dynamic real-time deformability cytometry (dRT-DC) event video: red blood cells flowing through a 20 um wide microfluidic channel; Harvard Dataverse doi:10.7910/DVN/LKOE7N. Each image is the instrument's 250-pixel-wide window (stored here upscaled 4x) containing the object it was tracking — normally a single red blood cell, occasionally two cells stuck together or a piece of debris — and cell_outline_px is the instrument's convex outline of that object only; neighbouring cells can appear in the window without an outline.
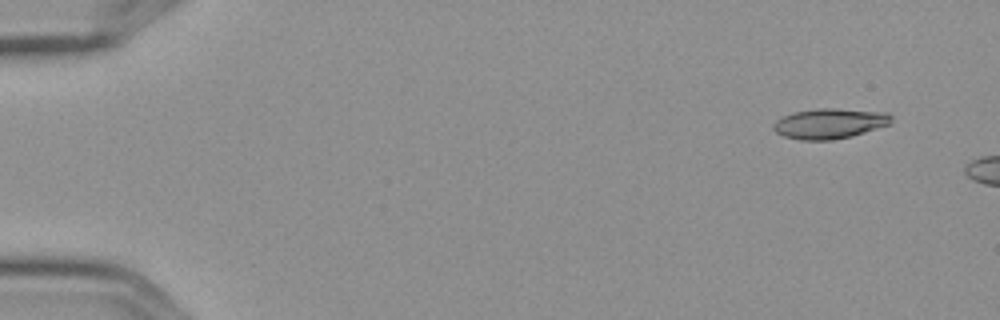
{"species": "Egyptian fruit bat (a non-hibernating species)", "species_latin": "Rousettus aegyptiacus", "temperature_condition": "cold", "stored_images_in_passage": 3, "camera_frame_rate_fps": 3000, "um_per_image_px": 0.085, "frame": {"image": 1, "passage_image": 1, "time_ms": 0.0, "image_size_px": [1000, 320], "cell_outline_px": [[892, 124], [852, 136], [832, 140], [800, 140], [784, 136], [776, 132], [772, 128], [772, 124], [776, 120], [792, 112], [816, 108], [832, 108], [888, 112], [892, 116]], "centroid_in_image_um": [70.53, 10.49], "position_along_channel_um": 14.5, "area_um2": 21.04}}